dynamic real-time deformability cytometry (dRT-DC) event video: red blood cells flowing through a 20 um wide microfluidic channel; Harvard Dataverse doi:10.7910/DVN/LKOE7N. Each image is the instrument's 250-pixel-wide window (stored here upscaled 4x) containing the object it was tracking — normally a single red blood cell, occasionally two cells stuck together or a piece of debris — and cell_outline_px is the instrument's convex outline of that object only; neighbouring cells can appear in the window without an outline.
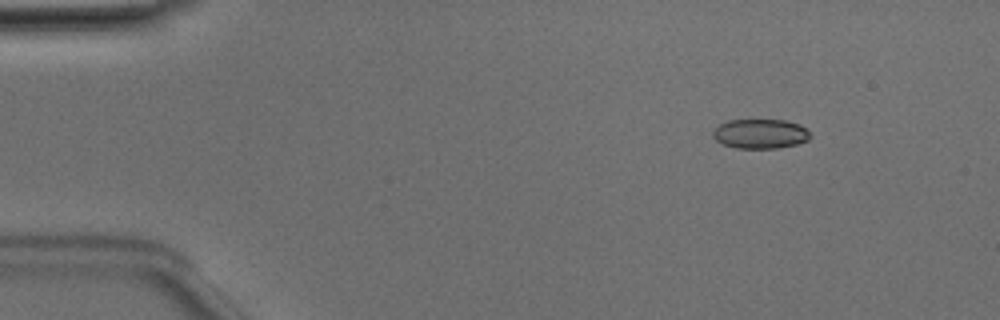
{"species": "Egyptian fruit bat (a non-hibernating species)", "species_latin": "Rousettus aegyptiacus", "temperature_condition": "room temperature", "stored_images_in_passage": 5, "camera_frame_rate_fps": 3000, "um_per_image_px": 0.085, "animal": {"sex": "male"}, "frame": {"image": 1, "passage_image": 2, "time_ms": 0.333, "image_size_px": [1000, 320], "cell_outline_px": [[812, 136], [808, 140], [796, 144], [776, 148], [736, 148], [724, 144], [716, 140], [712, 136], [712, 132], [720, 124], [728, 120], [788, 120], [800, 124]], "centroid_in_image_um": [64.63, 11.36], "position_along_channel_um": 20.4, "area_um2": 16.7}}